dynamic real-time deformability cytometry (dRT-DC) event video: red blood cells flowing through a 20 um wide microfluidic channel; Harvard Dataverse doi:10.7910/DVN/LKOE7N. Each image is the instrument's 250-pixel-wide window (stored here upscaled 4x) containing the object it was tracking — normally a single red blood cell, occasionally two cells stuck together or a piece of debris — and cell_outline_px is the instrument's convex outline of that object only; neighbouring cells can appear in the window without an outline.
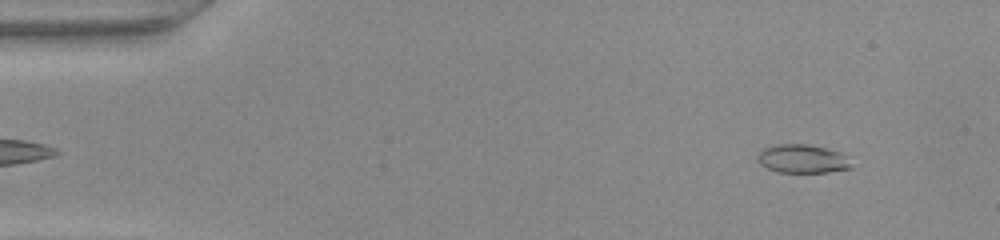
{"species": "common noctule bat (a hibernating species)", "species_latin": "Nyctalus noctula", "temperature_condition": "warm", "stored_images_in_passage": 48, "camera_frame_rate_fps": 3000, "um_per_image_px": 0.085, "animal": {"sex": "female", "body_mass_g": 22.0, "forearm_length_mm": 56.7}, "frame": {"image": 1, "passage_image": 4, "time_ms": 1.0, "image_size_px": [1000, 240], "cell_outline_px": [[852, 168], [828, 172], [780, 172], [768, 168], [760, 164], [756, 160], [756, 156], [764, 148], [780, 144], [804, 144], [824, 148], [840, 152], [848, 156]], "centroid_in_image_um": [68.21, 13.5], "position_along_channel_um": 16.8, "area_um2": 15.49}}
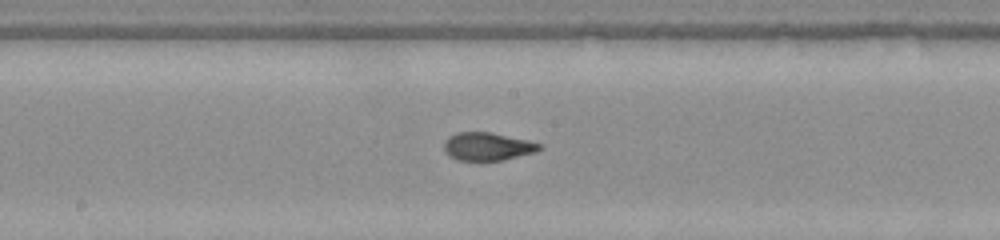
{"frame": {"image": 2, "passage_image": 25, "time_ms": 8.0, "image_size_px": [1000, 240], "cell_outline_px": [[544, 148], [536, 152], [504, 160], [484, 164], [456, 160], [448, 156], [444, 148], [444, 140], [448, 136], [456, 132], [492, 132], [528, 140], [540, 144]], "centroid_in_image_um": [41.41, 12.5], "position_along_channel_um": 206.8, "area_um2": 16.47}}
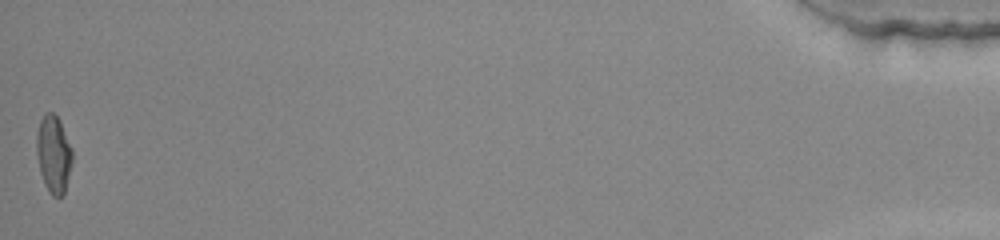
{"frame": {"image": 3, "passage_image": 48, "time_ms": 15.667, "image_size_px": [1000, 240], "cell_outline_px": [[72, 160], [64, 196], [52, 196], [48, 192], [44, 184], [40, 172], [36, 152], [36, 132], [40, 120], [44, 112], [52, 112], [60, 120], [72, 148]], "centroid_in_image_um": [4.54, 13.09], "position_along_channel_um": 430.7, "area_um2": 16.36}}